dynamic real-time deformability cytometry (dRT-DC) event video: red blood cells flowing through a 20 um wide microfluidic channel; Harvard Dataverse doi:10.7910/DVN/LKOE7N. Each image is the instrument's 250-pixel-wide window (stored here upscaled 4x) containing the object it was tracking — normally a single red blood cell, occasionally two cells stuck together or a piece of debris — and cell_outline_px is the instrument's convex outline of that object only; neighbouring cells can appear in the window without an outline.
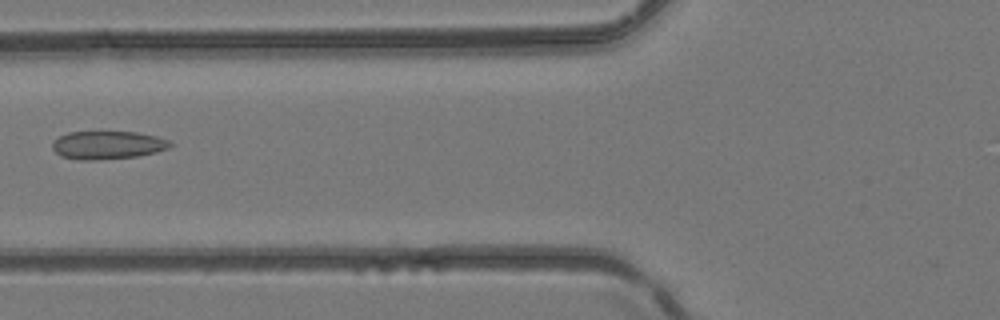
{"species": "common noctule bat (a hibernating species)", "species_latin": "Nyctalus noctula", "temperature_condition": "room temperature", "stored_images_in_passage": 2, "camera_frame_rate_fps": 3000, "um_per_image_px": 0.085, "animal": {"sex": "female", "body_mass_g": 24.6, "forearm_length_mm": 56.2}, "frame": {"image": 1, "passage_image": 2, "time_ms": 0.333, "image_size_px": [1000, 320], "cell_outline_px": [[176, 144], [168, 148], [156, 152], [136, 156], [96, 160], [76, 160], [60, 156], [52, 148], [52, 140], [68, 132], [136, 132], [156, 136], [168, 140]], "centroid_in_image_um": [9.13, 12.33], "position_along_channel_um": 116.7, "area_um2": 19.42}}